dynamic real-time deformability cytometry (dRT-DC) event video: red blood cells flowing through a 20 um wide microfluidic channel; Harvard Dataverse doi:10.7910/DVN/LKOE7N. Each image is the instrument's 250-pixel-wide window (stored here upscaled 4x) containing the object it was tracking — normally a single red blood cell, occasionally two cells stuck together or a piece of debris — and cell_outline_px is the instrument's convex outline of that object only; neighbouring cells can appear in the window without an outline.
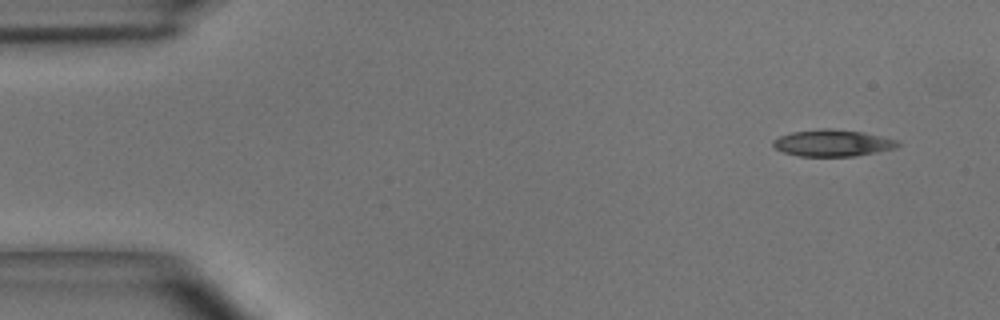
{"species": "common noctule bat (a hibernating species)", "species_latin": "Nyctalus noctula", "temperature_condition": "room temperature", "stored_images_in_passage": 4, "camera_frame_rate_fps": 3000, "um_per_image_px": 0.085, "animal": {"sex": "male", "body_mass_g": 15.6}, "frame": {"image": 1, "passage_image": 1, "time_ms": 0.0, "image_size_px": [1000, 320], "cell_outline_px": [[900, 144], [896, 148], [852, 156], [800, 156], [784, 152], [776, 148], [772, 144], [772, 140], [780, 136], [792, 132], [820, 128], [828, 128], [864, 132], [900, 140]], "centroid_in_image_um": [70.79, 12.14], "position_along_channel_um": 14.2, "area_um2": 19.36}}
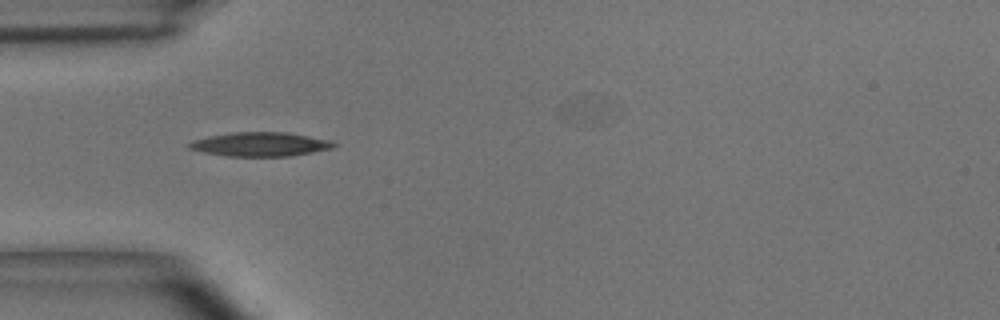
{"frame": {"image": 2, "passage_image": 4, "time_ms": 1.0, "image_size_px": [1000, 320], "cell_outline_px": [[340, 144], [332, 148], [292, 156], [228, 156], [204, 152], [188, 148], [184, 144], [192, 140], [208, 136], [232, 132], [284, 132], [332, 140]], "centroid_in_image_um": [22.11, 12.26], "position_along_channel_um": 62.9, "area_um2": 20.4}}